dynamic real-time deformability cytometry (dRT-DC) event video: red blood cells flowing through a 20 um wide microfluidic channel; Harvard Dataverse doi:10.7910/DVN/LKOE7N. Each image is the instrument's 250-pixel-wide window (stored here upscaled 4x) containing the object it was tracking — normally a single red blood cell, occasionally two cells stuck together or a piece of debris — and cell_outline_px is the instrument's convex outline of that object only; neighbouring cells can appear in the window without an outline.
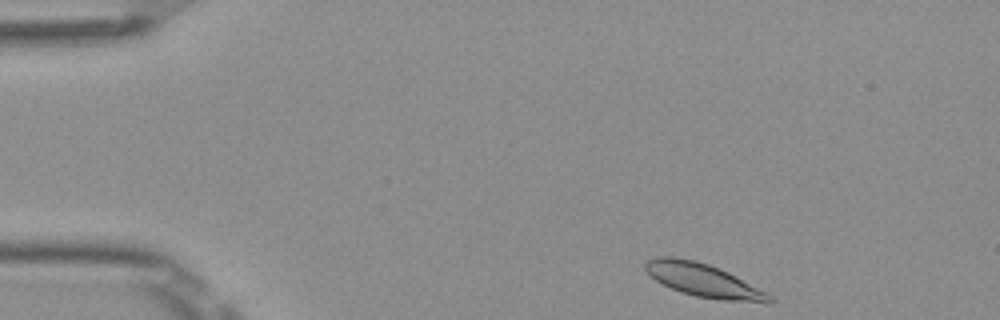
{"species": "Egyptian fruit bat (a non-hibernating species)", "species_latin": "Rousettus aegyptiacus", "temperature_condition": "room temperature", "stored_images_in_passage": 46, "camera_frame_rate_fps": 3000, "um_per_image_px": 0.085, "frame": {"image": 1, "passage_image": 1, "time_ms": 0.0, "image_size_px": [1000, 320], "cell_outline_px": [[776, 300], [772, 304], [724, 300], [696, 296], [680, 292], [656, 280], [644, 268], [644, 264], [648, 260], [656, 256], [672, 256], [696, 260], [720, 268], [768, 292]], "centroid_in_image_um": [59.86, 23.83], "position_along_channel_um": 25.1, "area_um2": 24.28}}
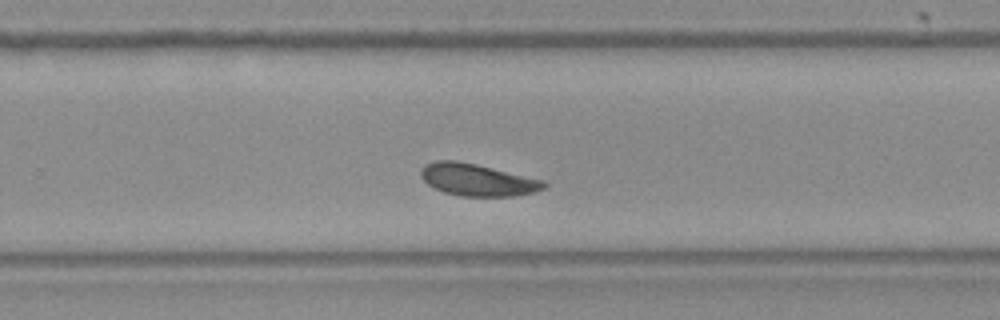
{"frame": {"image": 2, "passage_image": 28, "time_ms": 9.0, "image_size_px": [1000, 320], "cell_outline_px": [[548, 184], [544, 188], [532, 192], [516, 196], [464, 196], [444, 192], [428, 184], [420, 176], [420, 168], [424, 164], [436, 160], [456, 160], [476, 164], [544, 180]], "centroid_in_image_um": [40.56, 15.27], "position_along_channel_um": 289.2, "area_um2": 22.95}}
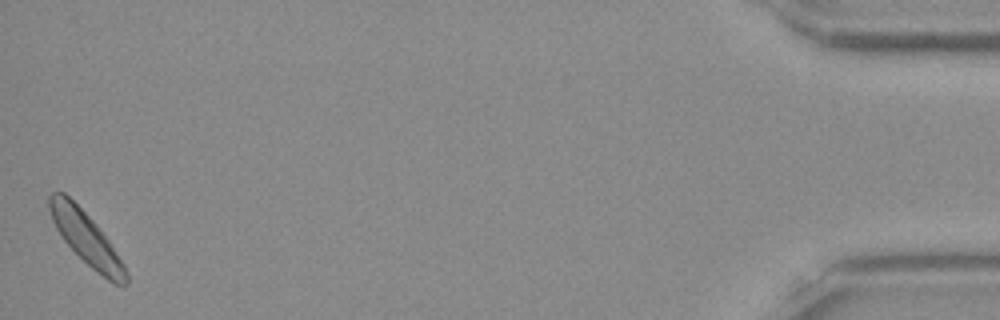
{"frame": {"image": 3, "passage_image": 46, "time_ms": 15.0, "image_size_px": [1000, 320], "cell_outline_px": [[128, 284], [116, 284], [108, 280], [92, 268], [64, 240], [56, 228], [52, 220], [48, 208], [48, 196], [52, 192], [64, 192], [96, 224], [108, 240], [124, 264], [128, 272]], "centroid_in_image_um": [7.32, 20.25], "position_along_channel_um": 427.9, "area_um2": 22.83}, "authors_computed_cell_mechanics": {"area_um2": 22.8599, "velocity_mm_per_s": 3.808, "shape_relaxation_time_tau1_ms": 5.5157, "shape_relaxation_time_tau2_ms": null, "deformation_change_tau1": 0.1365, "deformation_change_tau2": null}}